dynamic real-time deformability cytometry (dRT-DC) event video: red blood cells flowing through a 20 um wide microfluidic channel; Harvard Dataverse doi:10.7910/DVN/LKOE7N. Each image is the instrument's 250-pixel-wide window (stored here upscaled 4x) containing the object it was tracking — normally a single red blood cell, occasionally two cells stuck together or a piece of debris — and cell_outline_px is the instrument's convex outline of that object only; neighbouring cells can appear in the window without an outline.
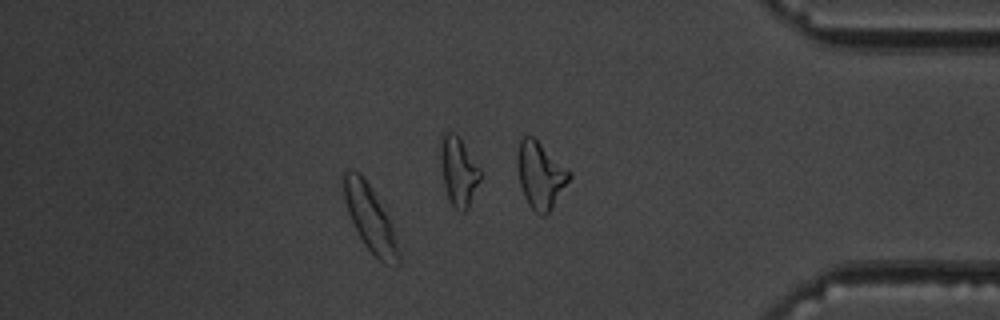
{"species": "common noctule bat (a hibernating species)", "species_latin": "Nyctalus noctula", "temperature_condition": "warm", "stored_images_in_passage": 50, "camera_frame_rate_fps": 3000, "um_per_image_px": 0.085, "animal": {"sex": "male", "body_mass_g": 19.5, "forearm_length_mm": 54.6}, "frame": {"image": 1, "passage_image": 43, "time_ms": 14.0, "image_size_px": [1000, 320], "cell_outline_px": [[400, 264], [396, 268], [392, 268], [384, 264], [364, 244], [348, 212], [340, 192], [344, 172], [352, 168], [360, 172], [364, 176], [372, 188], [388, 216], [392, 228], [400, 256]], "centroid_in_image_um": [31.42, 18.51], "position_along_channel_um": 403.8, "area_um2": 21.33}, "authors_computed_cell_mechanics": {"area_um2": 21.2126, "velocity_mm_per_s": 3.7321, "shape_relaxation_time_tau1_ms": 3.2743, "shape_relaxation_time_tau2_ms": 1.3358, "deformation_change_tau1": 0.135, "deformation_change_tau2": 0.0733}}